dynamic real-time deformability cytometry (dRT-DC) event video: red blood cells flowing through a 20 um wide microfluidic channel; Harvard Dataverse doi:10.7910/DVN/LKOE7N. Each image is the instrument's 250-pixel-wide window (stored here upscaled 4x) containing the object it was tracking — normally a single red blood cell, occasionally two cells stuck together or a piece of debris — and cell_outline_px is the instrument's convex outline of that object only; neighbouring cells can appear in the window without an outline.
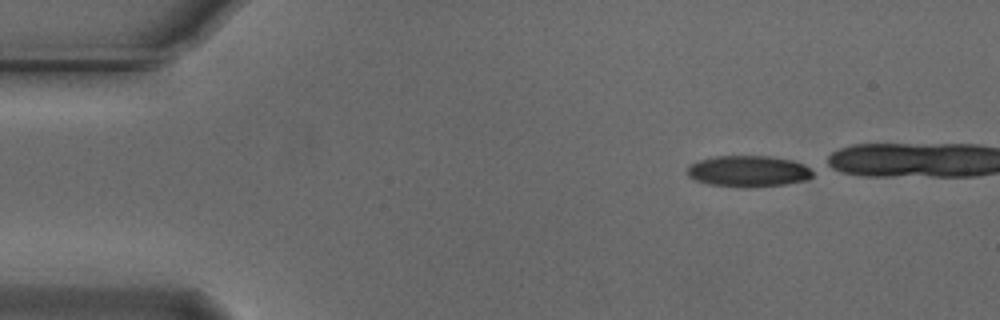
{"species": "Egyptian fruit bat (a non-hibernating species)", "species_latin": "Rousettus aegyptiacus", "temperature_condition": "cold", "stored_images_in_passage": 18, "camera_frame_rate_fps": 3000, "um_per_image_px": 0.085, "animal": {"sex": "male"}, "frame": {"image": 1, "passage_image": 1, "time_ms": 0.0, "image_size_px": [1000, 320], "cell_outline_px": [[812, 176], [804, 180], [788, 184], [752, 188], [744, 188], [708, 184], [696, 180], [688, 176], [688, 168], [692, 164], [700, 160], [716, 156], [772, 156], [792, 160], [804, 164], [812, 168]], "centroid_in_image_um": [63.65, 14.56], "position_along_channel_um": 21.4, "area_um2": 23.0}}
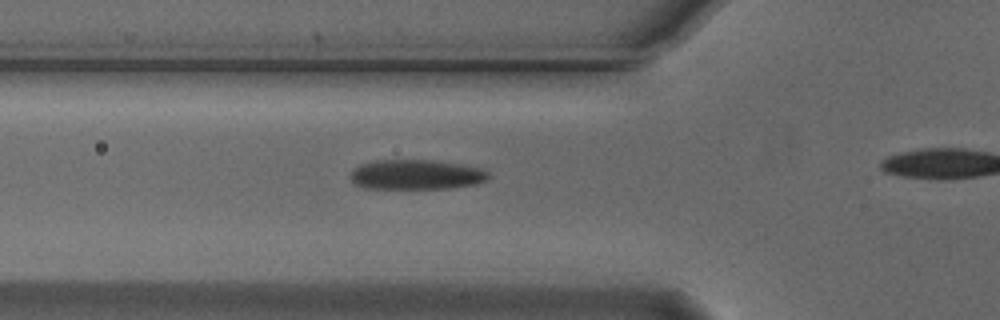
{"frame": {"image": 2, "passage_image": 13, "time_ms": 4.0, "image_size_px": [1000, 320], "cell_outline_px": [[492, 176], [488, 180], [476, 184], [448, 188], [364, 188], [356, 184], [348, 176], [360, 164], [376, 160], [432, 160], [464, 164], [480, 168], [488, 172]], "centroid_in_image_um": [35.42, 14.83], "position_along_channel_um": 90.4, "area_um2": 24.1}}
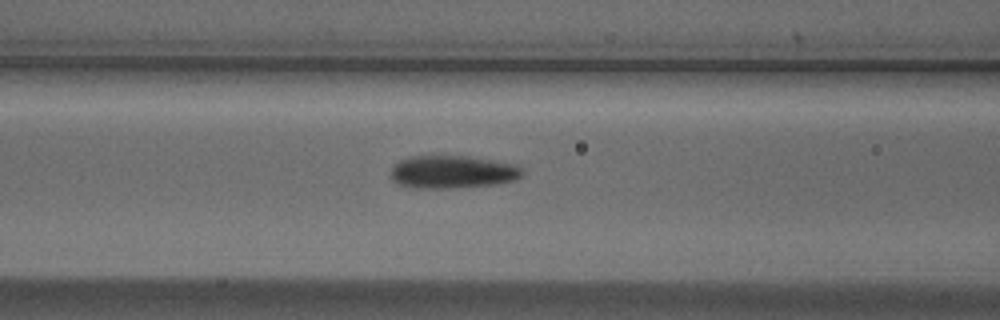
{"frame": {"image": 3, "passage_image": 16, "time_ms": 5.0, "image_size_px": [1000, 320], "cell_outline_px": [[524, 176], [516, 180], [492, 184], [456, 188], [408, 188], [396, 184], [388, 176], [392, 168], [400, 160], [412, 156], [468, 156], [516, 164], [524, 168]], "centroid_in_image_um": [38.46, 14.62], "position_along_channel_um": 128.1, "area_um2": 25.61}}